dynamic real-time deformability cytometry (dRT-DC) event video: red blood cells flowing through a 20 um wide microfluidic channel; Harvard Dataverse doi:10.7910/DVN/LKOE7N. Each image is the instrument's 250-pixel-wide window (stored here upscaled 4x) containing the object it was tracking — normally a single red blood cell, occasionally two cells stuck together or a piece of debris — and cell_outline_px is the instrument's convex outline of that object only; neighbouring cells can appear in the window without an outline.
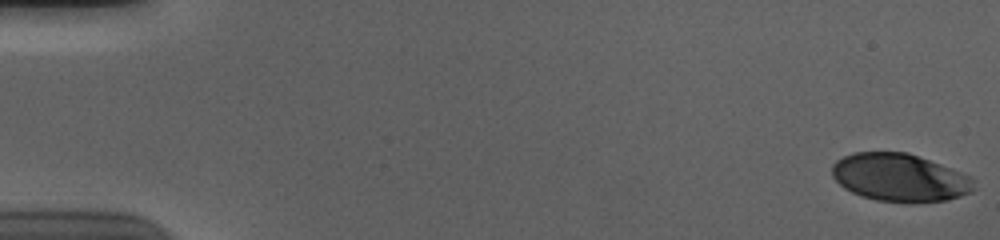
{"species": "human", "species_latin": "Homo sapiens", "temperature_condition": "cold", "stored_images_in_passage": 56, "camera_frame_rate_fps": 3000, "um_per_image_px": 0.085, "donor": {"sex": "male"}, "frame": {"image": 1, "passage_image": 1, "time_ms": 0.0, "image_size_px": [1000, 240], "cell_outline_px": [[972, 192], [948, 200], [912, 204], [876, 200], [860, 196], [844, 188], [832, 176], [832, 164], [836, 160], [844, 156], [856, 152], [908, 152], [960, 172], [968, 176], [972, 180]], "centroid_in_image_um": [76.44, 15.11], "position_along_channel_um": 8.6, "area_um2": 39.59}}
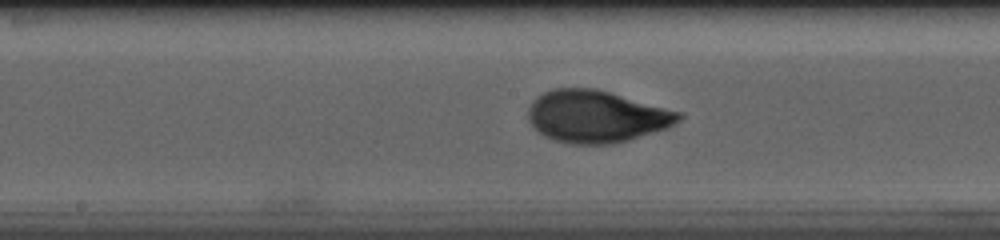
{"frame": {"image": 2, "passage_image": 30, "time_ms": 9.667, "image_size_px": [1000, 240], "cell_outline_px": [[684, 116], [680, 120], [668, 128], [628, 140], [612, 144], [568, 144], [544, 136], [528, 120], [528, 108], [532, 100], [536, 96], [544, 92], [556, 88], [592, 88], [608, 92], [680, 112]], "centroid_in_image_um": [50.67, 9.91], "position_along_channel_um": 197.5, "area_um2": 45.43}}
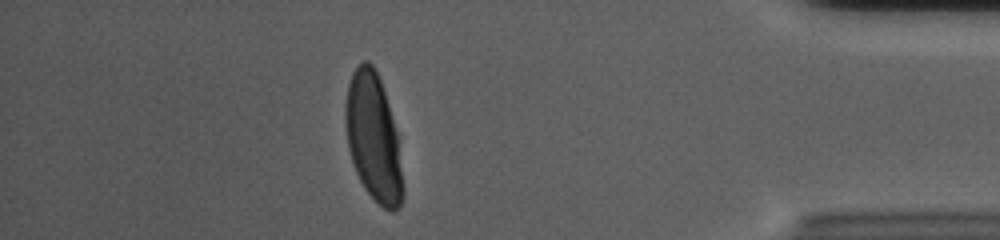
{"frame": {"image": 3, "passage_image": 50, "time_ms": 16.333, "image_size_px": [1000, 240], "cell_outline_px": [[404, 196], [400, 208], [392, 212], [384, 208], [364, 188], [356, 172], [348, 148], [344, 116], [344, 108], [348, 84], [352, 72], [364, 60], [368, 60], [372, 64], [380, 80], [388, 104], [396, 132], [404, 188]], "centroid_in_image_um": [31.72, 11.71], "position_along_channel_um": 403.5, "area_um2": 42.37}, "authors_computed_cell_mechanics": {"area_um2": 43.061, "velocity_mm_per_s": 3.6886, "shape_relaxation_time_tau1_ms": 4.1485, "shape_relaxation_time_tau2_ms": null, "deformation_change_tau1": 0.1833, "deformation_change_tau2": null}}